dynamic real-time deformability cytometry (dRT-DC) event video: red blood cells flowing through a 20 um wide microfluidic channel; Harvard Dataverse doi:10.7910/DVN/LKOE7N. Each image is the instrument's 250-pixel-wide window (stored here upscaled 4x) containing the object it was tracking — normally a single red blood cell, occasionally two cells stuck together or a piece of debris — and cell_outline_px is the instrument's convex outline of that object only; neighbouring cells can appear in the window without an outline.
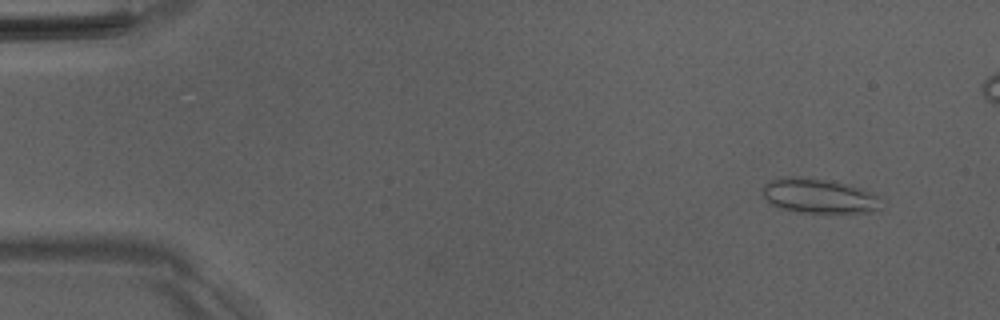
{"species": "Egyptian fruit bat (a non-hibernating species)", "species_latin": "Rousettus aegyptiacus", "temperature_condition": "room temperature", "stored_images_in_passage": 52, "segment_of_instrument_passage": [1, 2], "camera_frame_rate_fps": 3000, "um_per_image_px": 0.085, "animal": {"sex": "male"}, "frame": {"image": 1, "passage_image": 4, "time_ms": 1.0, "image_size_px": [1000, 320], "cell_outline_px": [[880, 208], [872, 212], [800, 212], [784, 208], [772, 204], [764, 196], [764, 184], [772, 180], [796, 176], [832, 180], [852, 184], [864, 188], [880, 196]], "centroid_in_image_um": [69.7, 16.63], "position_along_channel_um": 15.3, "area_um2": 23.81}}
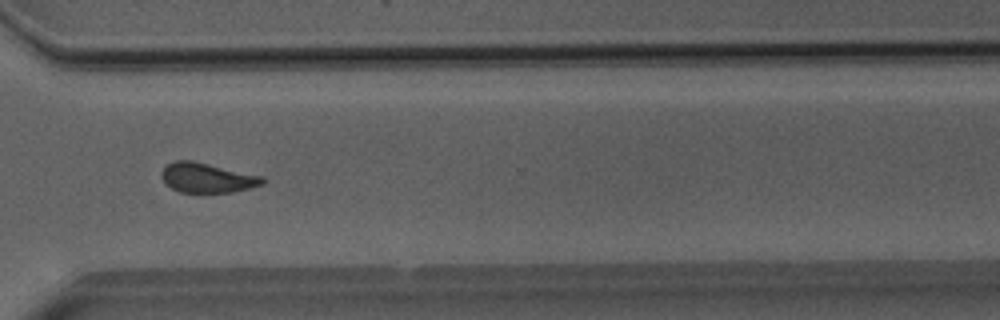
{"frame": {"image": 2, "passage_image": 38, "time_ms": 12.333, "image_size_px": [1000, 320], "cell_outline_px": [[268, 180], [264, 184], [232, 192], [180, 192], [172, 188], [160, 176], [160, 172], [168, 164], [176, 160], [192, 160], [264, 176]], "centroid_in_image_um": [17.65, 15.1], "position_along_channel_um": 352.9, "area_um2": 17.51}}
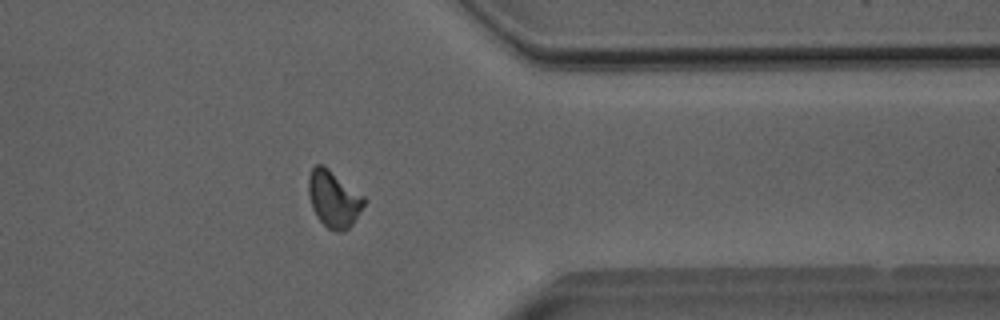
{"frame": {"image": 3, "passage_image": 41, "time_ms": 13.333, "image_size_px": [1000, 320], "cell_outline_px": [[368, 200], [352, 224], [344, 232], [340, 232], [328, 228], [316, 216], [312, 208], [308, 196], [308, 176], [312, 168], [316, 164], [324, 164], [364, 196]], "centroid_in_image_um": [28.36, 16.89], "position_along_channel_um": 383.0, "area_um2": 18.55}}